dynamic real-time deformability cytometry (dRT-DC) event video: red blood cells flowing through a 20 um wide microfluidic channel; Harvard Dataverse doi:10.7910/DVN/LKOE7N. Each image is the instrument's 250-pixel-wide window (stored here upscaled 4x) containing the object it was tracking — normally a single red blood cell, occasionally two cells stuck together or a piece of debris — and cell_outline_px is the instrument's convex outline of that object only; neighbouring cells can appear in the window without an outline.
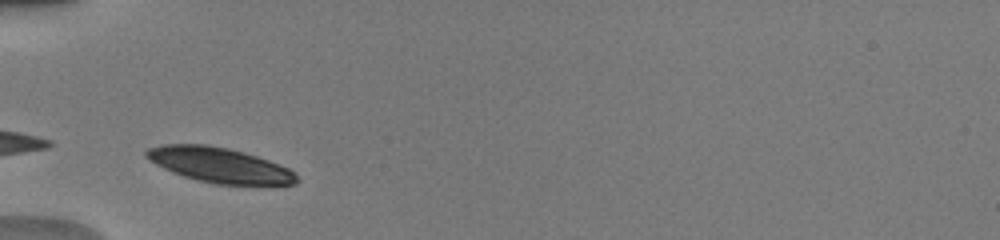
{"species": "human", "species_latin": "Homo sapiens", "temperature_condition": "warm", "stored_images_in_passage": 29, "camera_frame_rate_fps": 3000, "um_per_image_px": 0.085, "donor": {"sex": "male"}, "frame": {"image": 1, "passage_image": 1, "time_ms": 0.0, "image_size_px": [1000, 240], "cell_outline_px": [[300, 180], [296, 184], [216, 184], [184, 176], [172, 172], [156, 164], [144, 156], [144, 152], [148, 148], [164, 144], [208, 144], [228, 148], [244, 152], [268, 160], [288, 168]], "centroid_in_image_um": [18.62, 14.01], "position_along_channel_um": 66.4, "area_um2": 30.35}}
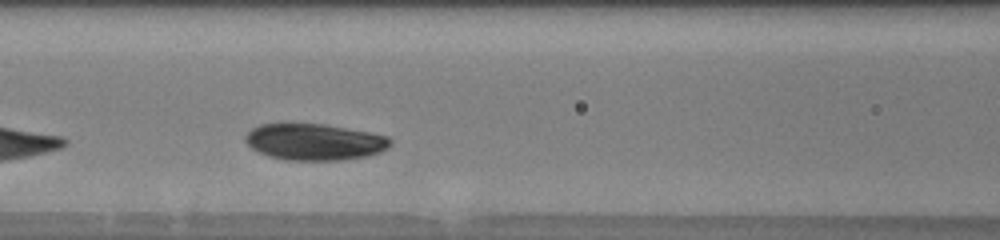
{"frame": {"image": 2, "passage_image": 7, "time_ms": 2.0, "image_size_px": [1000, 240], "cell_outline_px": [[392, 144], [388, 148], [380, 152], [368, 156], [344, 160], [284, 160], [268, 156], [252, 148], [244, 140], [244, 136], [252, 128], [260, 124], [324, 124], [368, 132], [388, 136], [392, 140]], "centroid_in_image_um": [26.75, 12.07], "position_along_channel_um": 139.9, "area_um2": 30.87}}
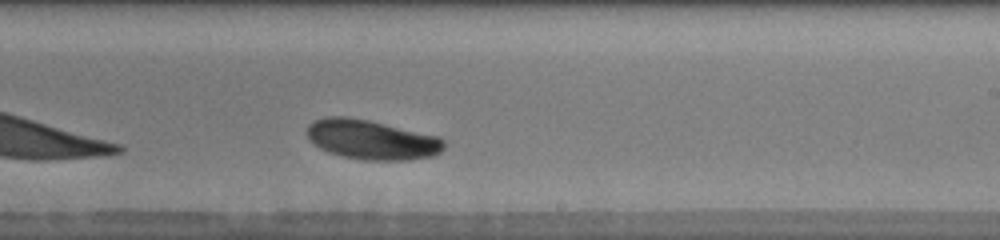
{"frame": {"image": 3, "passage_image": 16, "time_ms": 5.0, "image_size_px": [1000, 240], "cell_outline_px": [[444, 148], [440, 152], [432, 156], [408, 160], [364, 160], [344, 156], [328, 152], [312, 144], [308, 140], [308, 124], [316, 120], [328, 116], [344, 116], [368, 120], [440, 136], [444, 140]], "centroid_in_image_um": [31.59, 11.87], "position_along_channel_um": 257.4, "area_um2": 31.62}, "authors_computed_cell_mechanics": {"area_um2": 31.501, "velocity_mm_per_s": 3.9259, "shape_relaxation_time_tau1_ms": 1.5505, "shape_relaxation_time_tau2_ms": null, "deformation_change_tau1": 0.0747, "deformation_change_tau2": null}}